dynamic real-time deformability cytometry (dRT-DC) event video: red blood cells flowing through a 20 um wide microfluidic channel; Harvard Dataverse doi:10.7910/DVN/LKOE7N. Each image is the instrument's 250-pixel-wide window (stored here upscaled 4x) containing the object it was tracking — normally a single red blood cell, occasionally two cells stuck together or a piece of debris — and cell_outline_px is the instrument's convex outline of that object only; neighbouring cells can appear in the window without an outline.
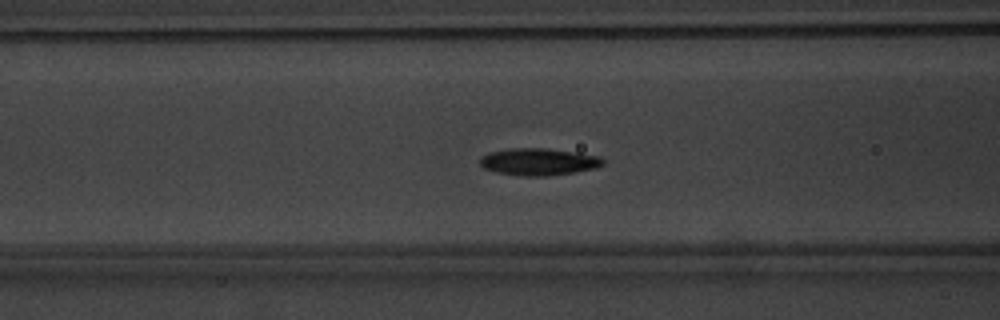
{"species": "common noctule bat (a hibernating species)", "species_latin": "Nyctalus noctula", "temperature_condition": "warm", "stored_images_in_passage": 39, "camera_frame_rate_fps": 3000, "um_per_image_px": 0.085, "animal": {"sex": "male", "body_mass_g": 20.1, "forearm_length_mm": 53.5}, "frame": {"image": 1, "passage_image": 23, "time_ms": 7.333, "image_size_px": [1000, 320], "cell_outline_px": [[604, 164], [596, 168], [576, 172], [548, 176], [524, 176], [496, 172], [484, 168], [480, 164], [480, 160], [484, 156], [492, 152], [508, 148], [548, 148], [576, 152], [600, 156], [604, 160]], "centroid_in_image_um": [45.84, 13.75], "position_along_channel_um": 120.8, "area_um2": 19.42}}
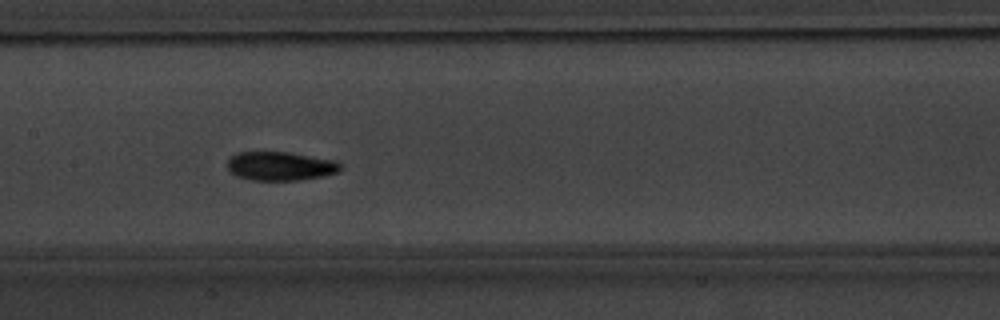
{"frame": {"image": 2, "passage_image": 28, "time_ms": 9.0, "image_size_px": [1000, 320], "cell_outline_px": [[344, 164], [340, 172], [324, 176], [300, 180], [252, 180], [236, 176], [228, 168], [228, 160], [236, 152], [288, 152], [336, 160]], "centroid_in_image_um": [23.9, 14.12], "position_along_channel_um": 183.5, "area_um2": 19.19}}